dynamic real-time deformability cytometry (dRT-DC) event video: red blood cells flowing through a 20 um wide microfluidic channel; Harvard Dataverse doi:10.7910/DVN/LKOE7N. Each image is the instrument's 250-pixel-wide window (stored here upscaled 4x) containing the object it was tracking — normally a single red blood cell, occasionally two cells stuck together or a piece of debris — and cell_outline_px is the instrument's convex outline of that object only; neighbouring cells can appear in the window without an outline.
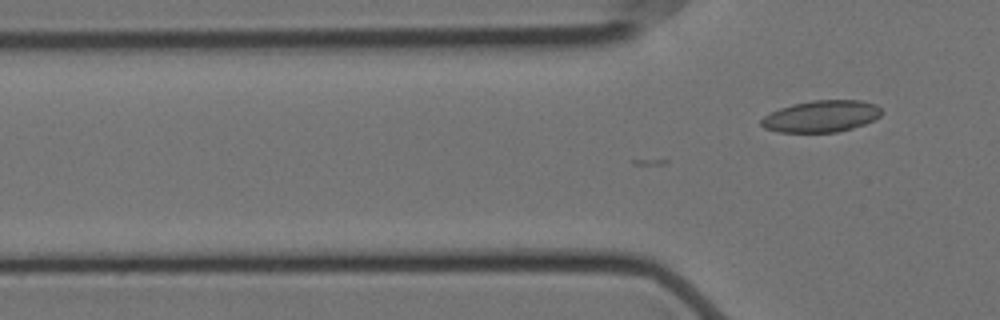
{"species": "Egyptian fruit bat (a non-hibernating species)", "species_latin": "Rousettus aegyptiacus", "temperature_condition": "cold", "stored_images_in_passage": 2, "camera_frame_rate_fps": 3000, "um_per_image_px": 0.085, "animal": {"sex": "female"}, "frame": {"image": 1, "passage_image": 2, "time_ms": 0.333, "image_size_px": [1000, 320], "cell_outline_px": [[884, 112], [880, 116], [864, 124], [852, 128], [836, 132], [780, 132], [764, 128], [760, 124], [760, 120], [764, 116], [780, 108], [792, 104], [812, 100], [860, 100], [876, 104]], "centroid_in_image_um": [69.81, 9.88], "position_along_channel_um": 56.0, "area_um2": 22.2}}